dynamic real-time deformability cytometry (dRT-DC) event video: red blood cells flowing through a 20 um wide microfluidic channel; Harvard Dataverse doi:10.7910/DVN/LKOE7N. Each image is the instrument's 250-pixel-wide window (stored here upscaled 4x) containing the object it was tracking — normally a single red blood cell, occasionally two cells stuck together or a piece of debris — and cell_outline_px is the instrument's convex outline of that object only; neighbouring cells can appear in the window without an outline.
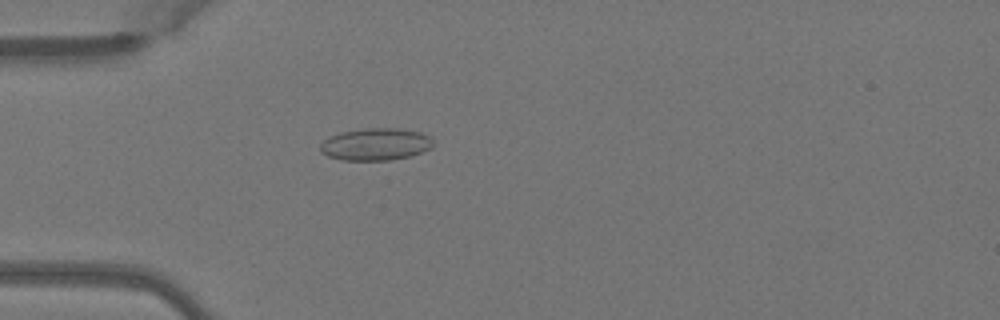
{"species": "Egyptian fruit bat (a non-hibernating species)", "species_latin": "Rousettus aegyptiacus", "temperature_condition": "warm", "stored_images_in_passage": 50, "camera_frame_rate_fps": 3000, "um_per_image_px": 0.085, "animal": {"sex": "female"}, "frame": {"image": 1, "passage_image": 15, "time_ms": 4.667, "image_size_px": [1000, 320], "cell_outline_px": [[432, 148], [408, 156], [392, 160], [344, 160], [328, 156], [320, 152], [320, 144], [324, 140], [340, 132], [364, 128], [396, 128], [420, 132], [428, 136], [432, 140]], "centroid_in_image_um": [31.91, 12.26], "position_along_channel_um": 53.1, "area_um2": 21.04}}
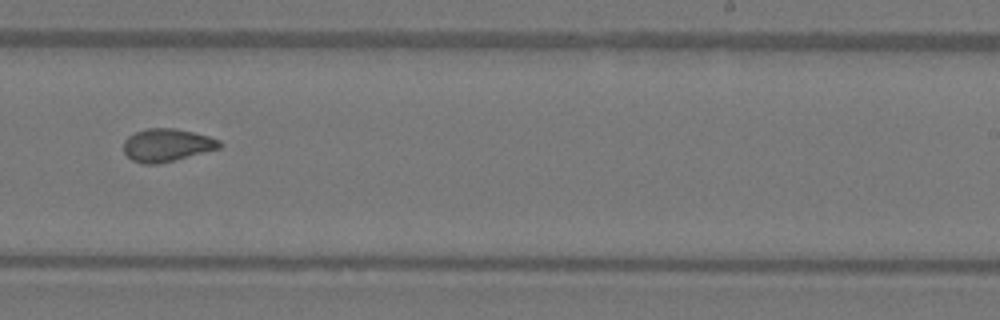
{"frame": {"image": 2, "passage_image": 32, "time_ms": 10.333, "image_size_px": [1000, 320], "cell_outline_px": [[224, 144], [220, 148], [156, 164], [144, 164], [132, 160], [124, 152], [124, 140], [128, 136], [136, 132], [148, 128], [172, 128], [192, 132], [208, 136], [220, 140]], "centroid_in_image_um": [14.18, 12.32], "position_along_channel_um": 274.8, "area_um2": 18.09}}
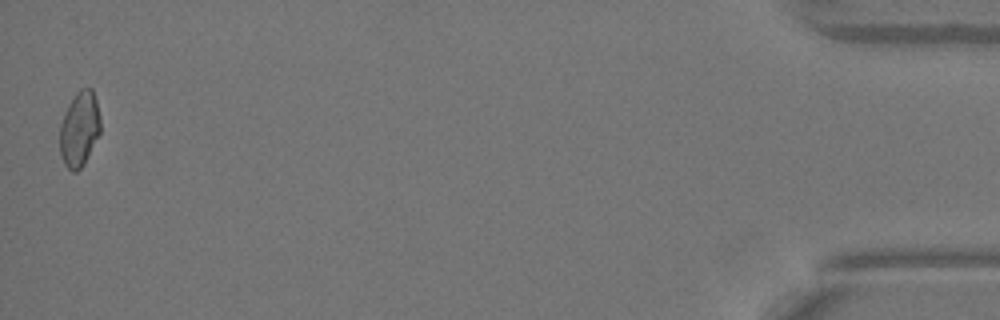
{"frame": {"image": 3, "passage_image": 50, "time_ms": 16.333, "image_size_px": [1000, 320], "cell_outline_px": [[100, 132], [84, 164], [76, 172], [72, 172], [64, 164], [60, 156], [60, 124], [68, 104], [76, 92], [80, 88], [92, 88], [96, 100], [100, 116]], "centroid_in_image_um": [6.74, 10.96], "position_along_channel_um": 428.5, "area_um2": 17.8}, "authors_computed_cell_mechanics": {"area_um2": 18.496, "velocity_mm_per_s": 4.072, "shape_relaxation_time_tau1_ms": null, "shape_relaxation_time_tau2_ms": 1.4468, "deformation_change_tau1": null, "deformation_change_tau2": 0.061}}